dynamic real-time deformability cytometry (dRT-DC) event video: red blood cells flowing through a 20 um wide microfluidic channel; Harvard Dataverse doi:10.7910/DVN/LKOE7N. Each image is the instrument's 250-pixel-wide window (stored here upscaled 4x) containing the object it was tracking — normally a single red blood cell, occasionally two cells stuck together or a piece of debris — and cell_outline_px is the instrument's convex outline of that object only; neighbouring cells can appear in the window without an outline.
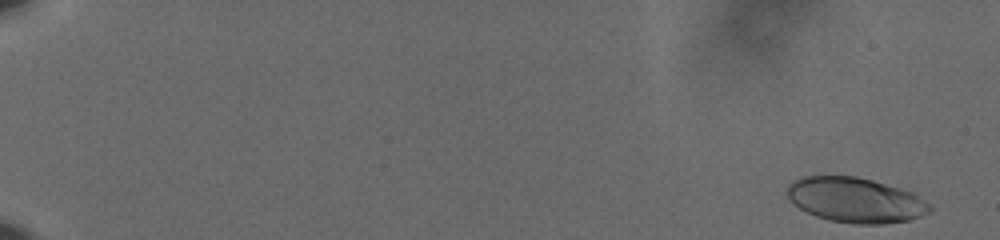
{"species": "human", "species_latin": "Homo sapiens", "temperature_condition": "cold", "stored_images_in_passage": 59, "camera_frame_rate_fps": 3000, "um_per_image_px": 0.085, "donor": {"sex": "male"}, "frame": {"image": 1, "passage_image": 2, "time_ms": 0.333, "image_size_px": [1000, 240], "cell_outline_px": [[932, 212], [908, 220], [884, 224], [852, 224], [828, 220], [816, 216], [800, 208], [788, 196], [788, 184], [792, 180], [800, 176], [856, 176], [872, 180], [900, 188], [912, 192], [924, 200], [932, 208]], "centroid_in_image_um": [72.72, 17.0], "position_along_channel_um": 12.3, "area_um2": 37.34}}
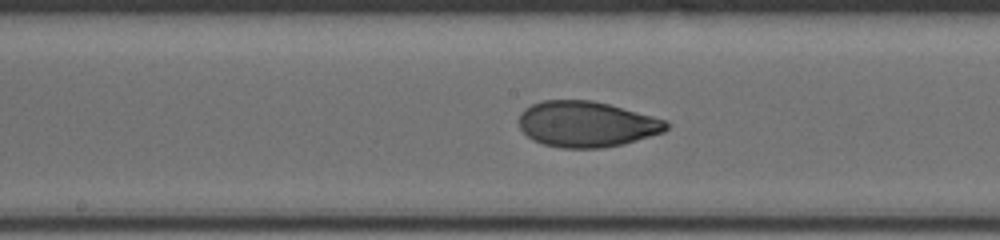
{"frame": {"image": 2, "passage_image": 34, "time_ms": 11.0, "image_size_px": [1000, 240], "cell_outline_px": [[668, 128], [664, 132], [624, 144], [604, 148], [560, 148], [544, 144], [532, 140], [520, 128], [520, 112], [524, 108], [540, 100], [592, 100], [608, 104], [652, 116], [664, 120], [668, 124]], "centroid_in_image_um": [49.84, 10.56], "position_along_channel_um": 198.4, "area_um2": 39.3}}
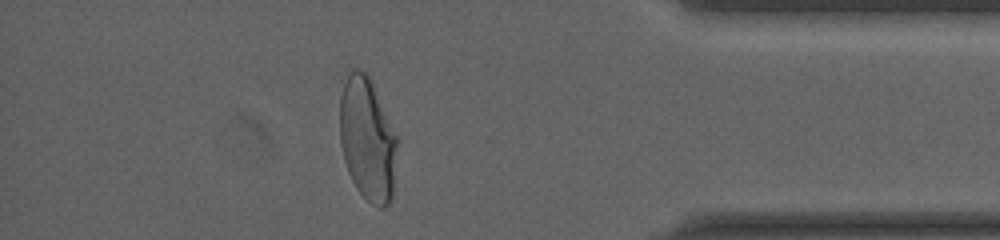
{"frame": {"image": 3, "passage_image": 53, "time_ms": 17.333, "image_size_px": [1000, 240], "cell_outline_px": [[400, 140], [392, 200], [384, 208], [380, 208], [372, 204], [356, 188], [348, 172], [344, 160], [340, 144], [340, 96], [348, 72], [352, 68], [356, 68], [364, 72], [368, 76]], "centroid_in_image_um": [31.27, 11.87], "position_along_channel_um": 403.9, "area_um2": 41.79}, "authors_computed_cell_mechanics": {"area_um2": 39.015, "velocity_mm_per_s": 3.6318, "shape_relaxation_time_tau1_ms": 4.9057, "shape_relaxation_time_tau2_ms": 0.9765, "deformation_change_tau1": 0.1884, "deformation_change_tau2": 0.0536}}